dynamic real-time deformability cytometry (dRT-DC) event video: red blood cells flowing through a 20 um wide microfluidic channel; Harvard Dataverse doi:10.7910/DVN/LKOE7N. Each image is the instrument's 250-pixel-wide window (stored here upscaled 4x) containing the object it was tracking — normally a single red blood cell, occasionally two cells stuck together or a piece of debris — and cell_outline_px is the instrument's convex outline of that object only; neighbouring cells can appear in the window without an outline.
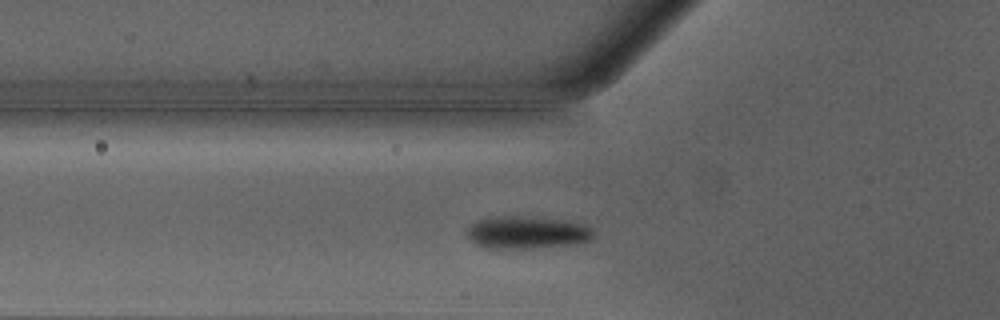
{"species": "Egyptian fruit bat (a non-hibernating species)", "species_latin": "Rousettus aegyptiacus", "temperature_condition": "warm", "stored_images_in_passage": 34, "camera_frame_rate_fps": 3000, "um_per_image_px": 0.085, "animal": {"sex": "male"}, "frame": {"image": 1, "passage_image": 8, "time_ms": 2.333, "image_size_px": [1000, 320], "cell_outline_px": [[596, 236], [592, 240], [576, 244], [532, 248], [484, 248], [476, 244], [464, 232], [476, 220], [488, 216], [516, 216], [564, 220], [584, 224], [592, 228], [596, 232]], "centroid_in_image_um": [44.82, 19.76], "position_along_channel_um": 81.0, "area_um2": 24.33}}
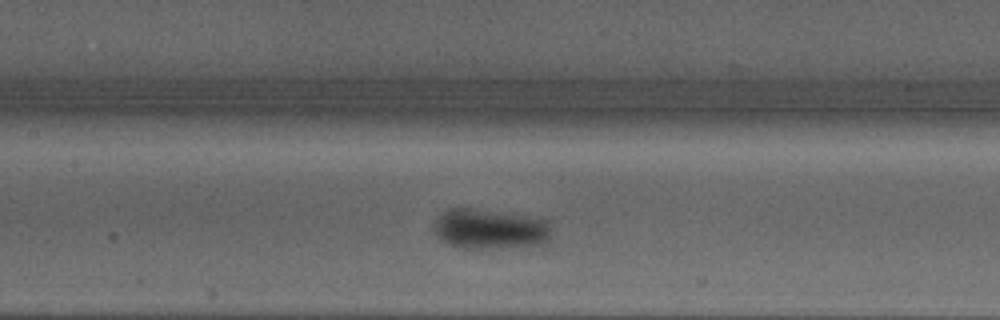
{"frame": {"image": 2, "passage_image": 14, "time_ms": 4.333, "image_size_px": [1000, 320], "cell_outline_px": [[552, 236], [544, 244], [500, 248], [464, 248], [448, 244], [436, 236], [432, 228], [432, 224], [436, 216], [448, 208], [476, 208], [548, 220]], "centroid_in_image_um": [41.59, 19.46], "position_along_channel_um": 165.8, "area_um2": 27.8}}
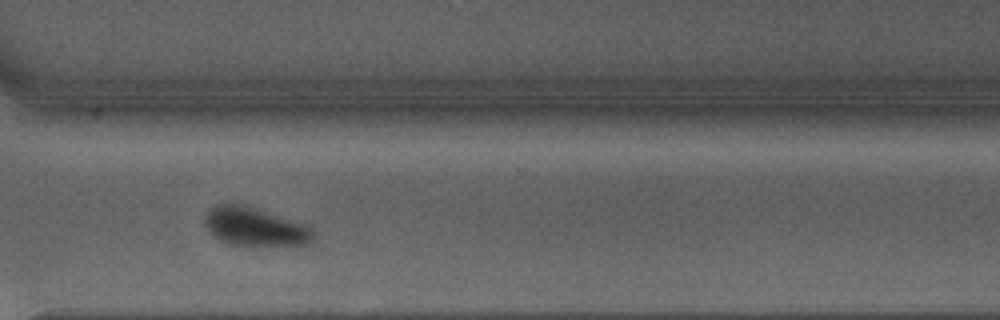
{"frame": {"image": 3, "passage_image": 27, "time_ms": 8.667, "image_size_px": [1000, 320], "cell_outline_px": [[316, 236], [308, 244], [248, 248], [228, 244], [212, 236], [204, 224], [204, 216], [216, 204], [236, 204], [312, 224]], "centroid_in_image_um": [21.73, 19.34], "position_along_channel_um": 348.9, "area_um2": 25.26}, "authors_computed_cell_mechanics": {"area_um2": 24.9696, "velocity_mm_per_s": 4.2322, "shape_relaxation_time_tau1_ms": 2.5089, "shape_relaxation_time_tau2_ms": null, "deformation_change_tau1": 0.1146, "deformation_change_tau2": null}}